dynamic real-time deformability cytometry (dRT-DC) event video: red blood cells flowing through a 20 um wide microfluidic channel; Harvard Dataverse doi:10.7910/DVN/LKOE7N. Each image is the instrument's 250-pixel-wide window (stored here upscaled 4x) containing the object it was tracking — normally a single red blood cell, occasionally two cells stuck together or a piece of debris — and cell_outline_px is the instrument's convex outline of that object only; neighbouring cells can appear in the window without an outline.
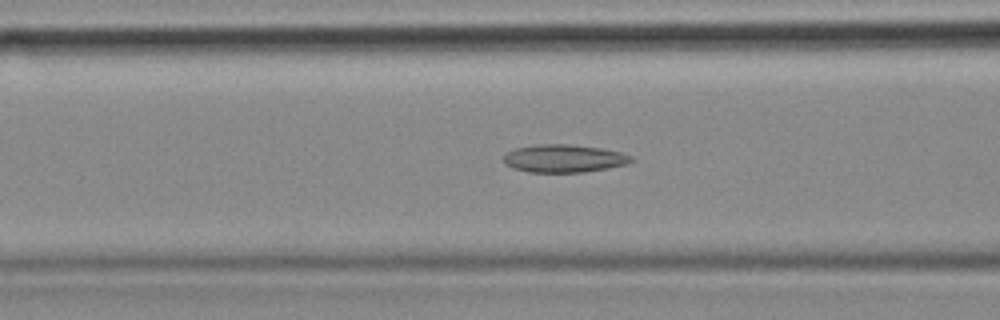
{"species": "common noctule bat (a hibernating species)", "species_latin": "Nyctalus noctula", "temperature_condition": "cold", "stored_images_in_passage": 46, "camera_frame_rate_fps": 3000, "um_per_image_px": 0.085, "animal": {"sex": "female", "body_mass_g": 18.4}, "frame": {"image": 1, "passage_image": 12, "time_ms": 3.667, "image_size_px": [1000, 320], "cell_outline_px": [[636, 160], [628, 164], [608, 168], [584, 172], [528, 172], [512, 168], [504, 164], [504, 156], [508, 152], [516, 148], [540, 144], [568, 144], [600, 148], [620, 152], [632, 156]], "centroid_in_image_um": [47.96, 13.47], "position_along_channel_um": 118.6, "area_um2": 20.75}}
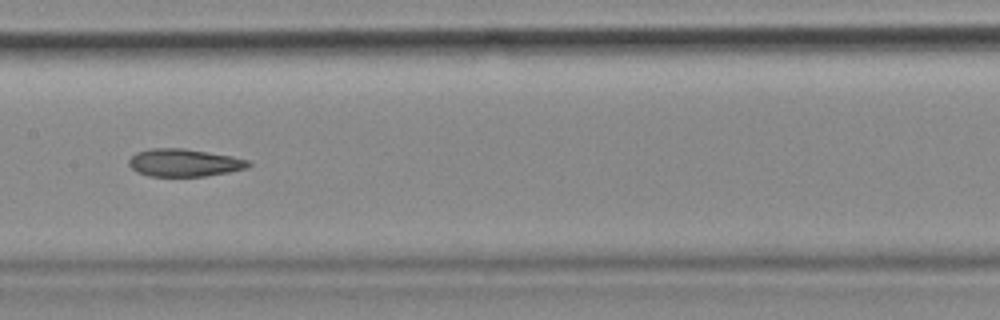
{"frame": {"image": 2, "passage_image": 18, "time_ms": 5.667, "image_size_px": [1000, 320], "cell_outline_px": [[252, 164], [248, 168], [228, 172], [204, 176], [148, 176], [136, 172], [128, 164], [128, 160], [136, 152], [152, 148], [180, 148], [232, 156], [248, 160]], "centroid_in_image_um": [15.64, 13.83], "position_along_channel_um": 191.8, "area_um2": 19.19}}
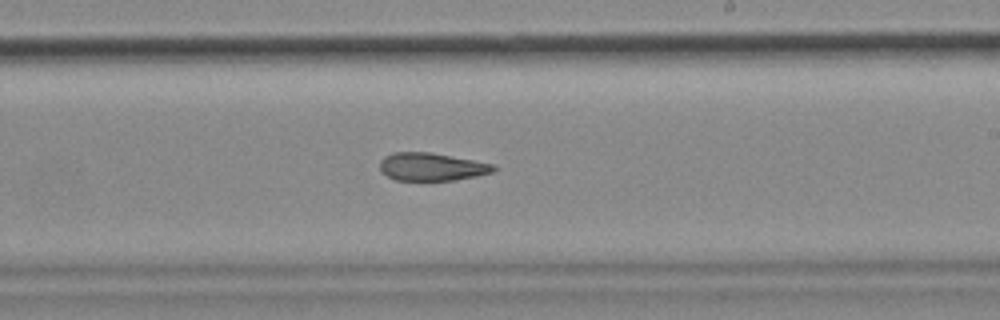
{"frame": {"image": 3, "passage_image": 23, "time_ms": 7.333, "image_size_px": [1000, 320], "cell_outline_px": [[496, 168], [492, 172], [476, 176], [456, 180], [396, 180], [380, 172], [380, 160], [384, 156], [396, 152], [428, 152], [496, 164]], "centroid_in_image_um": [36.68, 14.18], "position_along_channel_um": 252.3, "area_um2": 18.44}, "authors_computed_cell_mechanics": {"area_um2": 19.6809, "velocity_mm_per_s": 3.6547, "shape_relaxation_time_tau1_ms": null, "shape_relaxation_time_tau2_ms": 9.0466, "deformation_change_tau1": null, "deformation_change_tau2": 0.1732}}